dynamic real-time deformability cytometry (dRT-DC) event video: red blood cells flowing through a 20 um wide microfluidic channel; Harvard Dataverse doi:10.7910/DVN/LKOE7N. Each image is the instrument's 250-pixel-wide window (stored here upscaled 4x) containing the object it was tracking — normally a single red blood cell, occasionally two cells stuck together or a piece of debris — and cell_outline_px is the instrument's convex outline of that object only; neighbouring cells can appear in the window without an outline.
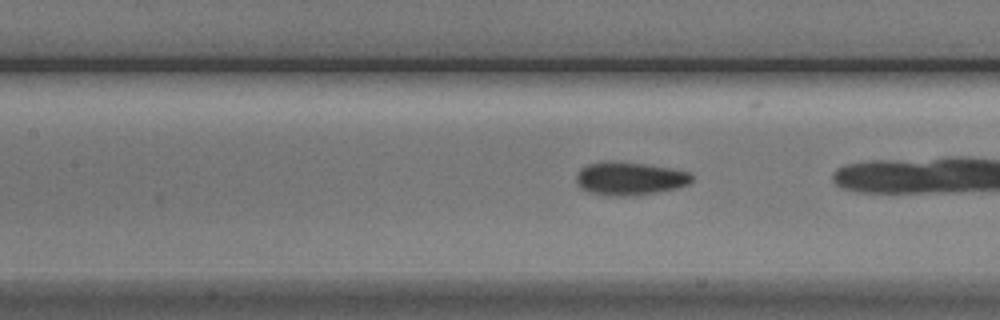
{"species": "Egyptian fruit bat (a non-hibernating species)", "species_latin": "Rousettus aegyptiacus", "temperature_condition": "cold", "stored_images_in_passage": 35, "camera_frame_rate_fps": 3000, "um_per_image_px": 0.085, "animal": {"sex": "male"}, "frame": {"image": 1, "passage_image": 16, "time_ms": 5.0, "image_size_px": [1000, 320], "cell_outline_px": [[692, 180], [688, 184], [680, 188], [632, 196], [612, 196], [588, 192], [580, 188], [576, 184], [576, 172], [580, 168], [588, 164], [644, 164], [672, 168], [688, 172], [692, 176]], "centroid_in_image_um": [53.53, 15.23], "position_along_channel_um": 153.9, "area_um2": 21.79}}
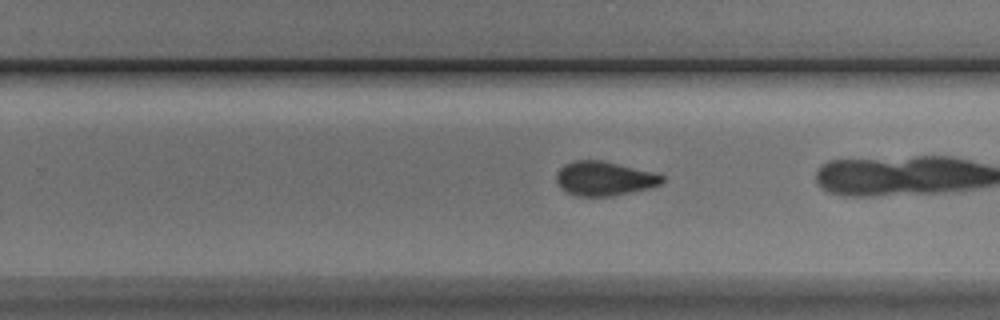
{"frame": {"image": 2, "passage_image": 26, "time_ms": 8.333, "image_size_px": [1000, 320], "cell_outline_px": [[664, 180], [660, 184], [652, 188], [612, 196], [576, 196], [564, 192], [556, 184], [556, 172], [564, 164], [576, 160], [600, 160], [656, 172], [664, 176]], "centroid_in_image_um": [51.35, 15.18], "position_along_channel_um": 278.5, "area_um2": 21.44}, "authors_computed_cell_mechanics": {"area_um2": 22.4264, "velocity_mm_per_s": 3.7498, "shape_relaxation_time_tau1_ms": 5.4099, "shape_relaxation_time_tau2_ms": 2.7927, "deformation_change_tau1": 0.1046, "deformation_change_tau2": 0.07}}